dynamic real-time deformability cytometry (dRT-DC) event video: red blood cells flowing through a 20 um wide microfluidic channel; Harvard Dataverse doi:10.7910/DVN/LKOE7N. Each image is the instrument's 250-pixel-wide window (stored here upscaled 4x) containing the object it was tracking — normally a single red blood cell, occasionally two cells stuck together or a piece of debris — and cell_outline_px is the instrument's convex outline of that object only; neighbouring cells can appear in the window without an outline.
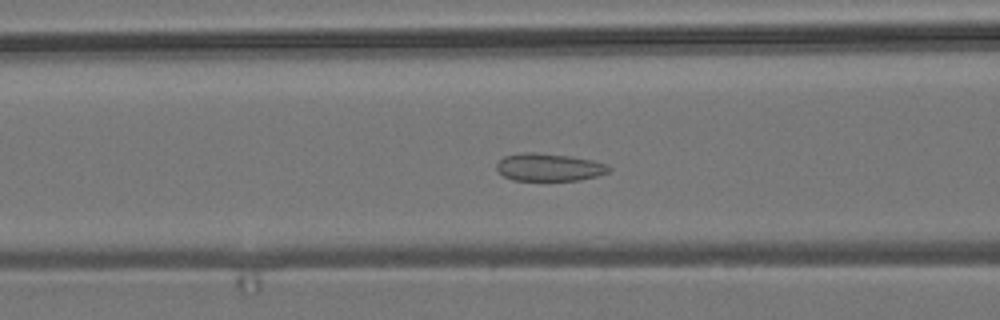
{"species": "common noctule bat (a hibernating species)", "species_latin": "Nyctalus noctula", "temperature_condition": "room temperature", "stored_images_in_passage": 58, "segment_of_instrument_passage": [1, 2], "camera_frame_rate_fps": 3000, "um_per_image_px": 0.085, "animal": {"sex": "male", "body_mass_g": 19.2, "forearm_length_mm": 51.8}, "frame": {"image": 1, "passage_image": 23, "time_ms": 7.333, "image_size_px": [1000, 320], "cell_outline_px": [[612, 168], [608, 172], [600, 176], [580, 180], [512, 180], [504, 176], [496, 168], [496, 164], [504, 156], [520, 152], [536, 152], [568, 156], [592, 160], [608, 164]], "centroid_in_image_um": [46.69, 14.21], "position_along_channel_um": 119.9, "area_um2": 18.21}}
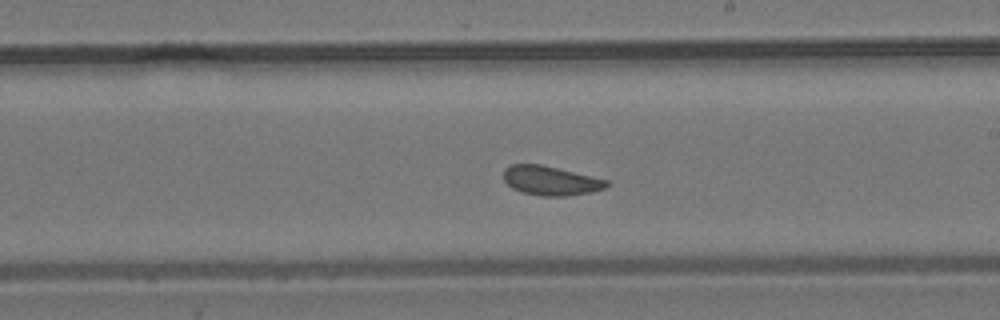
{"frame": {"image": 2, "passage_image": 33, "time_ms": 10.667, "image_size_px": [1000, 320], "cell_outline_px": [[612, 184], [604, 188], [592, 192], [568, 196], [540, 196], [524, 192], [512, 188], [504, 180], [504, 168], [512, 164], [540, 164], [608, 180]], "centroid_in_image_um": [46.82, 15.36], "position_along_channel_um": 242.2, "area_um2": 17.51}}
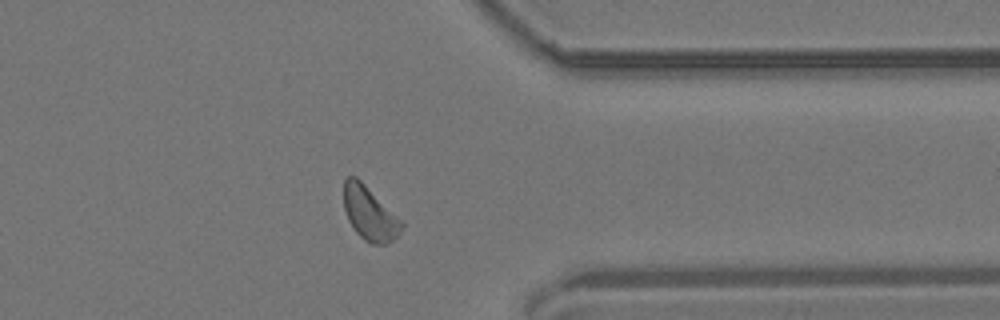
{"frame": {"image": 3, "passage_image": 45, "time_ms": 14.667, "image_size_px": [1000, 320], "cell_outline_px": [[404, 224], [400, 232], [392, 240], [384, 244], [372, 244], [364, 240], [356, 232], [348, 220], [344, 208], [344, 180], [348, 176], [356, 176], [404, 220]], "centroid_in_image_um": [31.44, 18.13], "position_along_channel_um": 380.0, "area_um2": 18.26}}